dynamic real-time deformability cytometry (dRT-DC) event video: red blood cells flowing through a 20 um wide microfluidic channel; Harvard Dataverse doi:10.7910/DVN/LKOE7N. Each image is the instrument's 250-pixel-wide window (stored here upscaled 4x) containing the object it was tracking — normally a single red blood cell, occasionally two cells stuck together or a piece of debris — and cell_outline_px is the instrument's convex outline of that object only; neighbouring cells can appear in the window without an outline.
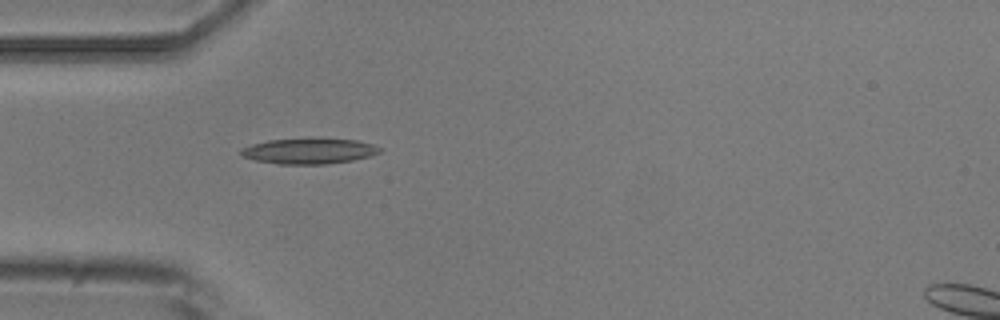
{"species": "common noctule bat (a hibernating species)", "species_latin": "Nyctalus noctula", "temperature_condition": "room temperature", "stored_images_in_passage": 2, "camera_frame_rate_fps": 3000, "um_per_image_px": 0.085, "animal": {"sex": "male", "body_mass_g": 20.5, "forearm_length_mm": 52.5}, "frame": {"image": 1, "passage_image": 2, "time_ms": 1.333, "image_size_px": [1000, 320], "cell_outline_px": [[380, 152], [372, 156], [352, 160], [324, 164], [280, 164], [256, 160], [240, 156], [240, 148], [252, 144], [268, 140], [356, 140], [372, 144], [380, 148]], "centroid_in_image_um": [26.23, 12.86], "position_along_channel_um": 58.8, "area_um2": 20.06}}